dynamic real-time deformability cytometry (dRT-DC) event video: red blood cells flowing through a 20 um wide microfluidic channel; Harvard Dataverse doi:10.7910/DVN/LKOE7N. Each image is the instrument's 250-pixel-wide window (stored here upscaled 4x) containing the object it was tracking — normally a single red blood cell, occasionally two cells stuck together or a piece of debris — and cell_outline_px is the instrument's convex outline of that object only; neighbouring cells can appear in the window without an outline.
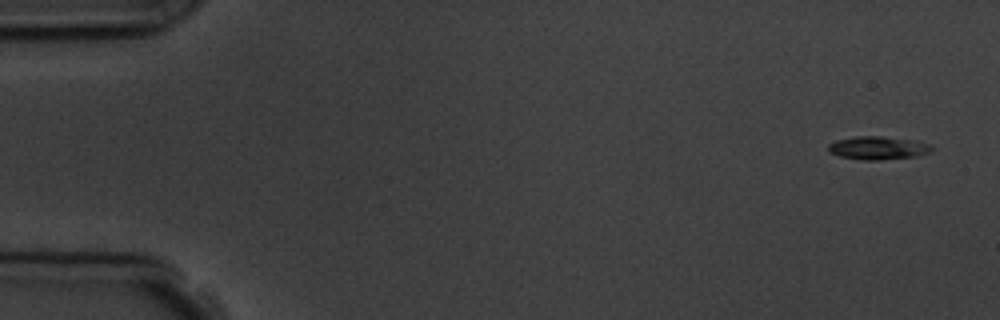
{"species": "common noctule bat (a hibernating species)", "species_latin": "Nyctalus noctula", "temperature_condition": "room temperature", "stored_images_in_passage": 5, "camera_frame_rate_fps": 3000, "um_per_image_px": 0.085, "animal": {"sex": "male", "body_mass_g": 19.5, "forearm_length_mm": 54.6}, "frame": {"image": 1, "passage_image": 1, "time_ms": 0.0, "image_size_px": [1000, 320], "cell_outline_px": [[936, 148], [928, 152], [916, 156], [880, 160], [864, 160], [840, 156], [828, 152], [828, 144], [836, 140], [856, 136], [880, 136], [916, 140], [932, 144]], "centroid_in_image_um": [74.66, 12.56], "position_along_channel_um": 10.3, "area_um2": 14.1}}
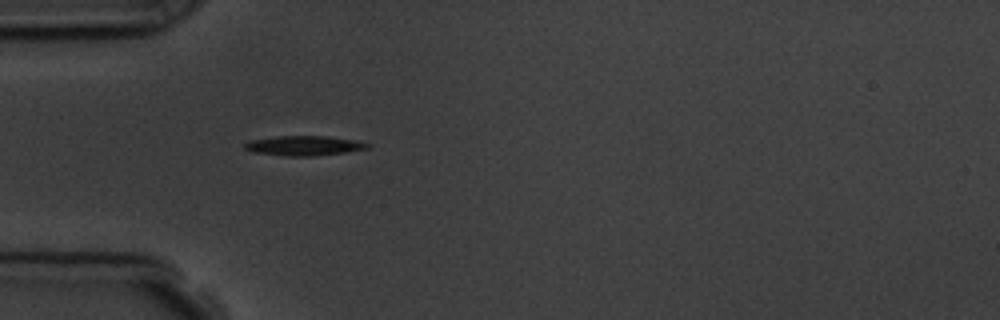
{"frame": {"image": 2, "passage_image": 5, "time_ms": 4.667, "image_size_px": [1000, 320], "cell_outline_px": [[372, 144], [368, 148], [344, 152], [312, 156], [288, 156], [252, 152], [244, 148], [244, 144], [248, 140], [276, 136], [328, 136], [356, 140]], "centroid_in_image_um": [25.81, 12.37], "position_along_channel_um": 59.2, "area_um2": 14.16}}